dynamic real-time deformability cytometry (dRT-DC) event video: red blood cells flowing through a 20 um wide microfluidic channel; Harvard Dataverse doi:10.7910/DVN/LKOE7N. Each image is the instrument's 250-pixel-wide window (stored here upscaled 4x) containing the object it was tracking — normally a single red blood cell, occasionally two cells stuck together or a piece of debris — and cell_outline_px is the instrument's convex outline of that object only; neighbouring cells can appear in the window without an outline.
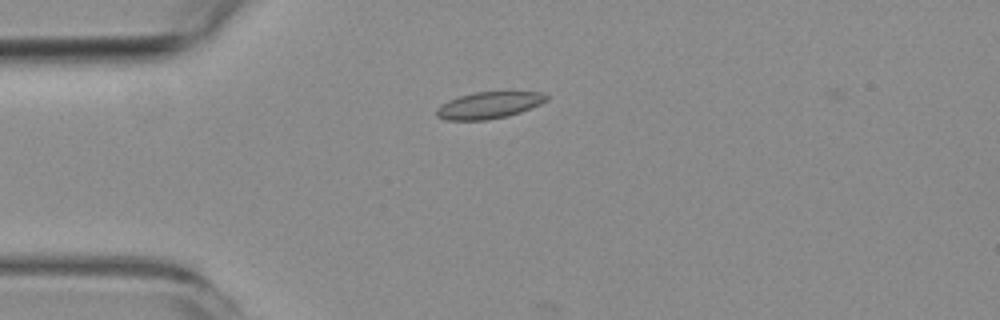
{"species": "common noctule bat (a hibernating species)", "species_latin": "Nyctalus noctula", "temperature_condition": "room temperature", "stored_images_in_passage": 4, "camera_frame_rate_fps": 3000, "um_per_image_px": 0.085, "animal": {"sex": "female", "body_mass_g": 19.3, "forearm_length_mm": 54.1}, "frame": {"image": 1, "passage_image": 3, "time_ms": 2.333, "image_size_px": [1000, 320], "cell_outline_px": [[548, 100], [540, 104], [520, 112], [508, 116], [488, 120], [444, 120], [436, 116], [436, 108], [440, 104], [448, 100], [460, 96], [476, 92], [508, 88], [544, 92], [548, 96]], "centroid_in_image_um": [41.63, 8.88], "position_along_channel_um": 43.4, "area_um2": 18.15}}